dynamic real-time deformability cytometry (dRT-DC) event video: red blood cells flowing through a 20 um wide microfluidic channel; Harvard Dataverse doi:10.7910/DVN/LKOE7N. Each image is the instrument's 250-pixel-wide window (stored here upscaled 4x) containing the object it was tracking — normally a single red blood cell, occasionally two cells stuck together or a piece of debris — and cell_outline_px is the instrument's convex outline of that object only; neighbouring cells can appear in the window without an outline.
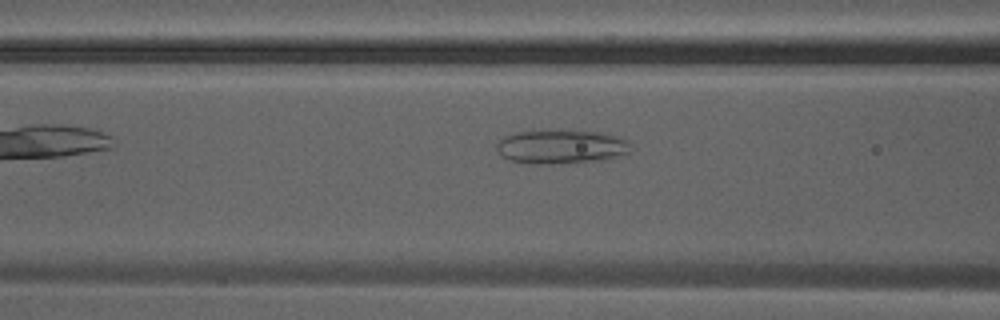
{"species": "Egyptian fruit bat (a non-hibernating species)", "species_latin": "Rousettus aegyptiacus", "temperature_condition": "warm", "stored_images_in_passage": 14, "camera_frame_rate_fps": 3000, "um_per_image_px": 0.085, "animal": {"sex": "male"}, "frame": {"image": 1, "passage_image": 7, "time_ms": 2.0, "image_size_px": [1000, 320], "cell_outline_px": [[632, 152], [608, 160], [548, 164], [532, 164], [512, 160], [496, 152], [496, 144], [504, 136], [520, 132], [600, 132], [620, 136], [628, 140]], "centroid_in_image_um": [47.77, 12.51], "position_along_channel_um": 118.8, "area_um2": 26.24}}